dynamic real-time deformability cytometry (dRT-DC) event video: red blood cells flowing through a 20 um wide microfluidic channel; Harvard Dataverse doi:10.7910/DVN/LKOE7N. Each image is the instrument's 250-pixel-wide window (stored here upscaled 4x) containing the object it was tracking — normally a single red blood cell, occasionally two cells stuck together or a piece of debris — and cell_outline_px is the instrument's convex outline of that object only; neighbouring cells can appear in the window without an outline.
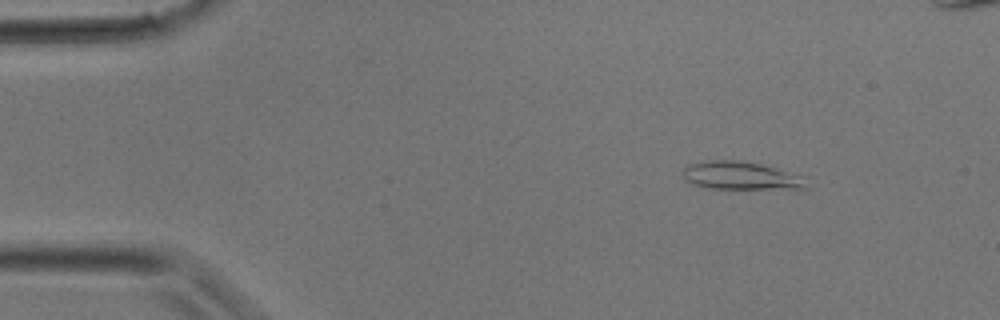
{"species": "common noctule bat (a hibernating species)", "species_latin": "Nyctalus noctula", "temperature_condition": "room temperature", "stored_images_in_passage": 14, "camera_frame_rate_fps": 3000, "um_per_image_px": 0.085, "animal": {"sex": "male", "body_mass_g": 17.9}, "frame": {"image": 1, "passage_image": 1, "time_ms": 0.0, "image_size_px": [1000, 320], "cell_outline_px": [[808, 188], [708, 188], [692, 184], [680, 172], [680, 168], [688, 164], [708, 160], [740, 160], [760, 164], [800, 176]], "centroid_in_image_um": [62.82, 14.91], "position_along_channel_um": 22.2, "area_um2": 19.71}}
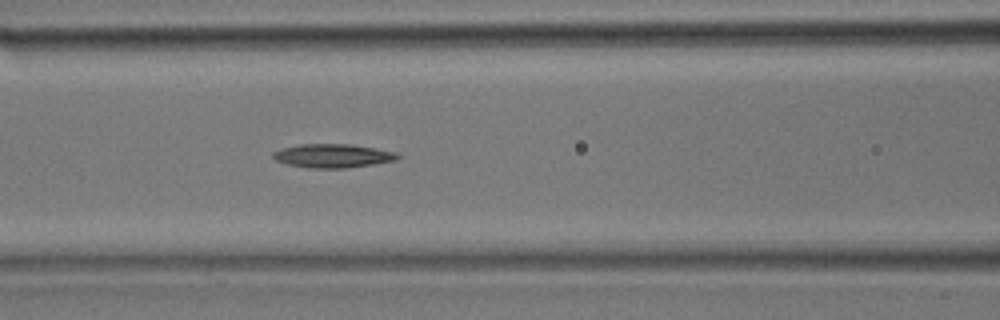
{"frame": {"image": 2, "passage_image": 10, "time_ms": 3.0, "image_size_px": [1000, 320], "cell_outline_px": [[400, 156], [396, 160], [348, 168], [308, 168], [288, 164], [276, 160], [272, 156], [272, 152], [280, 148], [300, 144], [352, 144], [376, 148], [396, 152]], "centroid_in_image_um": [28.27, 13.23], "position_along_channel_um": 138.3, "area_um2": 17.28}}
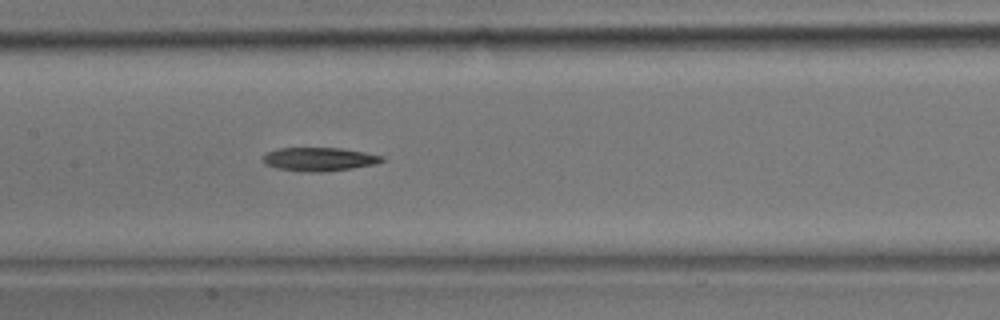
{"frame": {"image": 3, "passage_image": 12, "time_ms": 3.667, "image_size_px": [1000, 320], "cell_outline_px": [[384, 160], [376, 164], [352, 168], [324, 172], [304, 172], [276, 168], [264, 164], [260, 160], [268, 152], [280, 148], [340, 148], [364, 152], [384, 156]], "centroid_in_image_um": [27.11, 13.54], "position_along_channel_um": 180.3, "area_um2": 16.42}}